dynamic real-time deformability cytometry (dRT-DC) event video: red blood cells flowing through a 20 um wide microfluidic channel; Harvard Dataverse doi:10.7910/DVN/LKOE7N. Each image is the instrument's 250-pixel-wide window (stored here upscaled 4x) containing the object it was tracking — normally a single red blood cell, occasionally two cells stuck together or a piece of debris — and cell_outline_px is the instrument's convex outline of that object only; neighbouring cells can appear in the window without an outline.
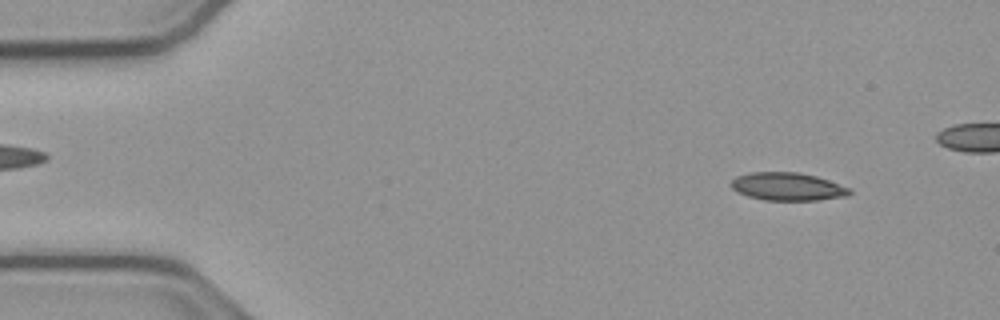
{"species": "common noctule bat (a hibernating species)", "species_latin": "Nyctalus noctula", "temperature_condition": "cold", "stored_images_in_passage": 48, "camera_frame_rate_fps": 3000, "um_per_image_px": 0.085, "animal": {"sex": "male", "body_mass_g": 23.1, "forearm_length_mm": 52.7}, "frame": {"image": 1, "passage_image": 5, "time_ms": 1.333, "image_size_px": [1000, 320], "cell_outline_px": [[852, 192], [848, 196], [816, 200], [764, 200], [748, 196], [736, 192], [728, 184], [736, 176], [752, 172], [800, 172], [816, 176], [828, 180], [848, 188]], "centroid_in_image_um": [66.9, 15.86], "position_along_channel_um": 18.1, "area_um2": 19.31}}
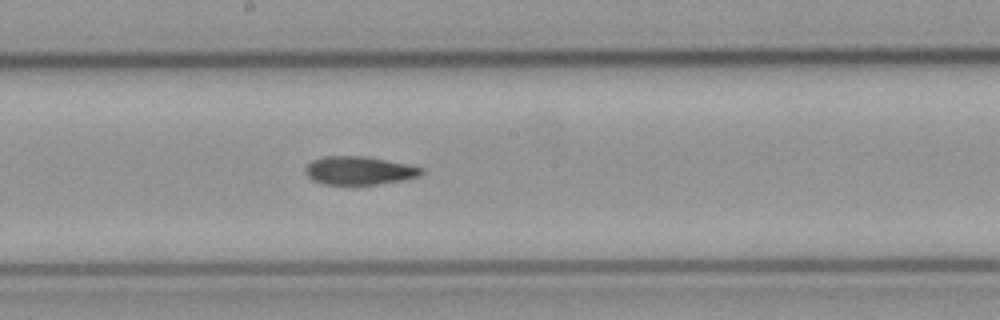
{"frame": {"image": 2, "passage_image": 28, "time_ms": 9.0, "image_size_px": [1000, 320], "cell_outline_px": [[424, 172], [420, 176], [404, 180], [376, 184], [324, 184], [312, 180], [304, 172], [304, 168], [312, 160], [324, 156], [364, 156], [408, 164], [424, 168]], "centroid_in_image_um": [30.53, 14.49], "position_along_channel_um": 217.7, "area_um2": 19.19}}
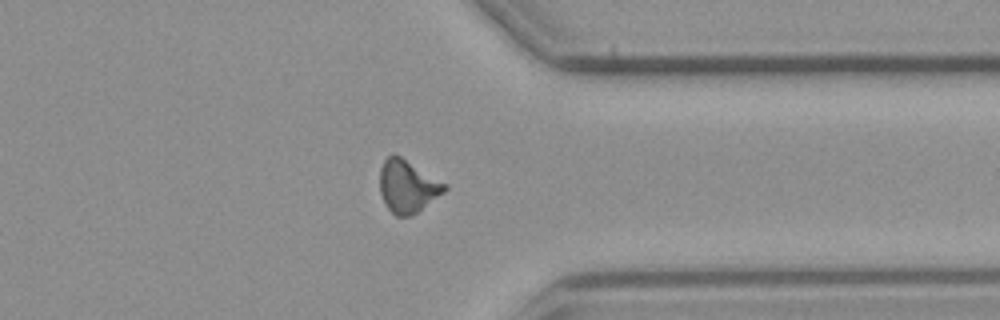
{"frame": {"image": 3, "passage_image": 41, "time_ms": 13.333, "image_size_px": [1000, 320], "cell_outline_px": [[448, 188], [444, 192], [412, 216], [396, 216], [384, 204], [380, 192], [380, 168], [384, 160], [392, 152], [400, 156], [448, 184]], "centroid_in_image_um": [34.64, 15.83], "position_along_channel_um": 376.8, "area_um2": 19.94}, "authors_computed_cell_mechanics": {"area_um2": 19.4208, "velocity_mm_per_s": 3.8085, "shape_relaxation_time_tau1_ms": 10.8012, "shape_relaxation_time_tau2_ms": 5.0271, "deformation_change_tau1": 0.2239, "deformation_change_tau2": 0.1303}}